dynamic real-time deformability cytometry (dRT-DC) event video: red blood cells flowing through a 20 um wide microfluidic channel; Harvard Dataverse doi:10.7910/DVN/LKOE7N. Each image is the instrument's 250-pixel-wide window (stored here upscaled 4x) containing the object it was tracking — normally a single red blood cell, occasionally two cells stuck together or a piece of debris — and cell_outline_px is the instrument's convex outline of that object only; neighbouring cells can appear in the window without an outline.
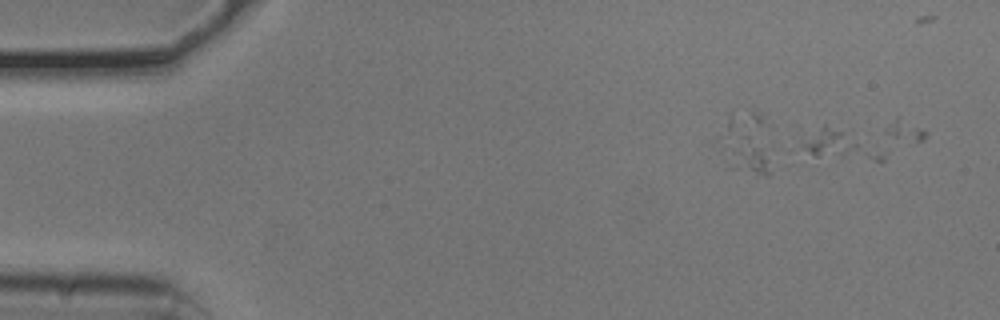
{"species": "common noctule bat (a hibernating species)", "species_latin": "Nyctalus noctula", "temperature_condition": "cold", "stored_images_in_passage": 2, "camera_frame_rate_fps": 3000, "um_per_image_px": 0.085, "animal": {"sex": "male", "body_mass_g": 20.5, "forearm_length_mm": 52.5}, "frame": {"image": 1, "passage_image": 2, "time_ms": 0.333, "image_size_px": [1000, 320], "cell_outline_px": [[884, 160], [876, 160], [816, 156], [808, 152], [804, 148], [804, 144], [824, 124], [844, 132], [884, 156]], "centroid_in_image_um": [71.32, 12.37], "position_along_channel_um": 13.7, "area_um2": 11.5}}